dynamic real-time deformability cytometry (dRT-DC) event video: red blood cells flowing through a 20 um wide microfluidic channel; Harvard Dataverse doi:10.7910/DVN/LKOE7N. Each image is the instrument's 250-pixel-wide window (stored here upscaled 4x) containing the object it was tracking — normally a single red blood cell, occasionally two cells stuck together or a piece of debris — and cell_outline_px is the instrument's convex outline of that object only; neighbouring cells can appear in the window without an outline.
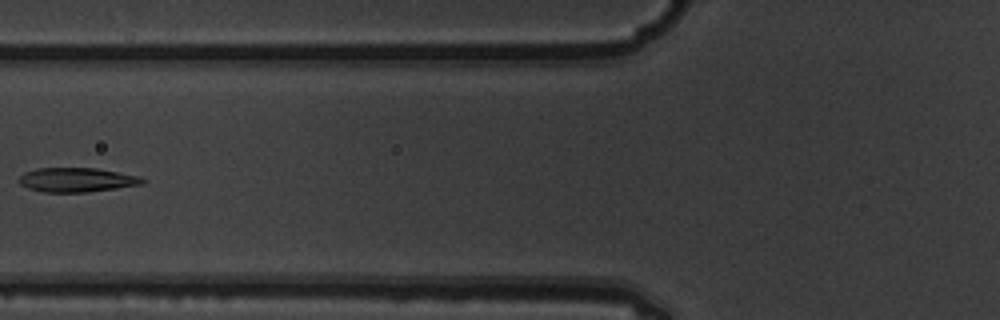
{"species": "common noctule bat (a hibernating species)", "species_latin": "Nyctalus noctula", "temperature_condition": "warm", "stored_images_in_passage": 7, "camera_frame_rate_fps": 3000, "um_per_image_px": 0.085, "animal": {"sex": "male", "body_mass_g": 19.5, "forearm_length_mm": 54.6}, "frame": {"image": 1, "passage_image": 6, "time_ms": 1.667, "image_size_px": [1000, 320], "cell_outline_px": [[148, 180], [144, 184], [88, 192], [44, 192], [28, 188], [20, 184], [16, 180], [24, 172], [36, 168], [96, 168], [140, 176]], "centroid_in_image_um": [6.53, 15.28], "position_along_channel_um": 119.3, "area_um2": 17.63}}
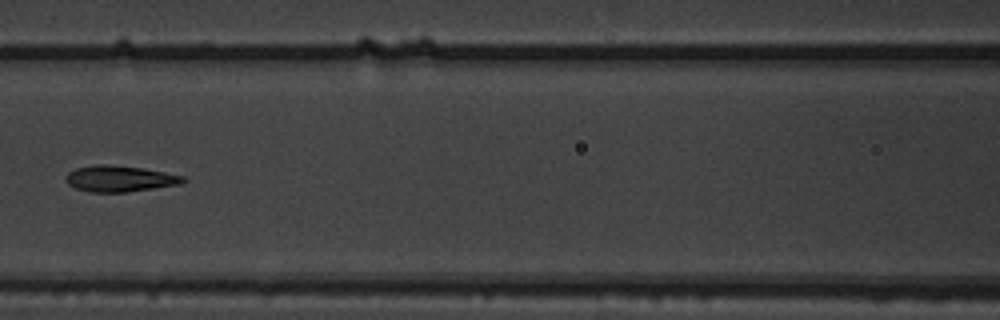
{"frame": {"image": 2, "passage_image": 7, "time_ms": 2.0, "image_size_px": [1000, 320], "cell_outline_px": [[188, 180], [180, 184], [124, 192], [92, 192], [76, 188], [68, 184], [64, 180], [68, 172], [76, 168], [96, 164], [104, 164], [140, 168], [164, 172], [184, 176]], "centroid_in_image_um": [10.15, 15.18], "position_along_channel_um": 156.4, "area_um2": 17.63}}